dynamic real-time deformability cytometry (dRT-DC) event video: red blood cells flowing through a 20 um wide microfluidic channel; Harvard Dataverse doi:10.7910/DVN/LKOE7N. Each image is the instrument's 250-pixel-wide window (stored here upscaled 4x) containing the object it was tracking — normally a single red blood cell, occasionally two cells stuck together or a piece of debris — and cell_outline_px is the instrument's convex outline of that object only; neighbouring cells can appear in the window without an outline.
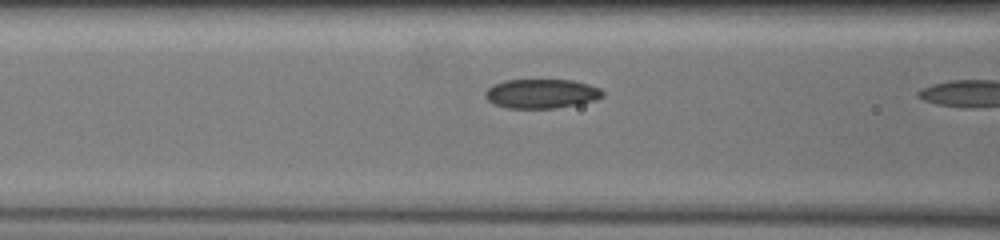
{"species": "common noctule bat (a hibernating species)", "species_latin": "Nyctalus noctula", "temperature_condition": "warm", "stored_images_in_passage": 27, "camera_frame_rate_fps": 3000, "um_per_image_px": 0.085, "animal": {"sex": "female", "body_mass_g": 19.5, "forearm_length_mm": 54.1}, "frame": {"image": 1, "passage_image": 24, "time_ms": 3.0, "image_size_px": [1000, 240], "cell_outline_px": [[604, 96], [596, 100], [556, 108], [508, 108], [496, 104], [488, 100], [484, 96], [484, 92], [492, 84], [504, 80], [572, 80], [588, 84], [600, 88], [604, 92]], "centroid_in_image_um": [46.02, 7.95], "position_along_channel_um": 120.6, "area_um2": 20.06}}